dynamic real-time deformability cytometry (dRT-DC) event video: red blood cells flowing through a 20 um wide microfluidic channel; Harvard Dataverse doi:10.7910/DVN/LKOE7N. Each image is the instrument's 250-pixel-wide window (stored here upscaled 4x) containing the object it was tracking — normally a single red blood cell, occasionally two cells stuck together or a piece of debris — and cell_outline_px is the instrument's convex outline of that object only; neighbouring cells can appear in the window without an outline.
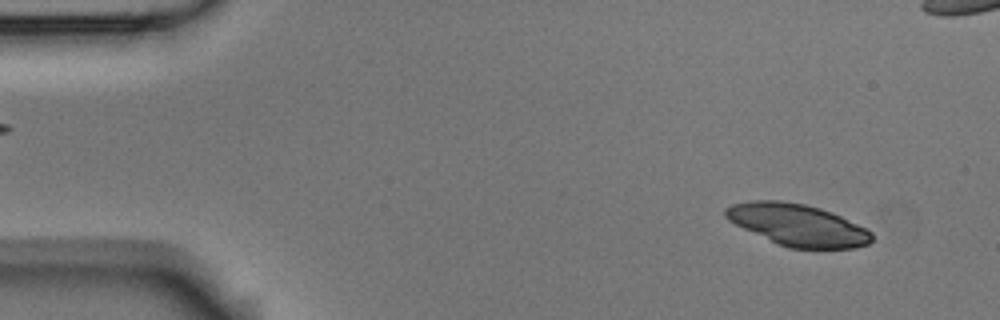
{"species": "Egyptian fruit bat (a non-hibernating species)", "species_latin": "Rousettus aegyptiacus", "temperature_condition": "room temperature", "stored_images_in_passage": 53, "segment_of_instrument_passage": [1, 2], "camera_frame_rate_fps": 3000, "um_per_image_px": 0.085, "animal": {"sex": "male"}, "frame": {"image": 1, "passage_image": 4, "time_ms": 1.0, "image_size_px": [1000, 320], "cell_outline_px": [[872, 240], [868, 244], [856, 248], [788, 248], [776, 244], [728, 220], [724, 216], [724, 208], [732, 204], [748, 200], [780, 200], [804, 204], [820, 208], [832, 212], [872, 232]], "centroid_in_image_um": [67.76, 19.11], "position_along_channel_um": 17.2, "area_um2": 35.55}}